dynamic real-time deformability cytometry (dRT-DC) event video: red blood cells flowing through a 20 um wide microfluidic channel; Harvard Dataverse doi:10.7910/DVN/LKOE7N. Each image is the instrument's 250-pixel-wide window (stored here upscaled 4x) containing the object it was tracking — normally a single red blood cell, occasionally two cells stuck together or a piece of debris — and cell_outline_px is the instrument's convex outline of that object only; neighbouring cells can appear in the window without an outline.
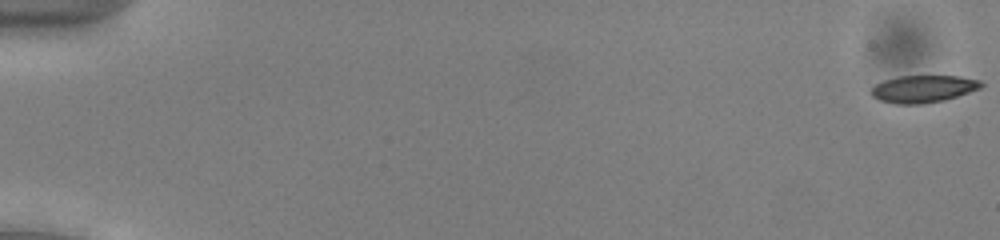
{"species": "common noctule bat (a hibernating species)", "species_latin": "Nyctalus noctula", "temperature_condition": "cold", "stored_images_in_passage": 54, "camera_frame_rate_fps": 3000, "um_per_image_px": 0.085, "animal": {"sex": "male", "body_mass_g": 13.0, "forearm_length_mm": 53.1}, "frame": {"image": 1, "passage_image": 1, "time_ms": 0.0, "image_size_px": [1000, 240], "cell_outline_px": [[984, 84], [980, 88], [944, 100], [924, 104], [896, 104], [880, 100], [872, 96], [872, 88], [876, 84], [884, 80], [900, 76], [960, 76], [980, 80]], "centroid_in_image_um": [78.48, 7.55], "position_along_channel_um": 6.5, "area_um2": 17.34}}
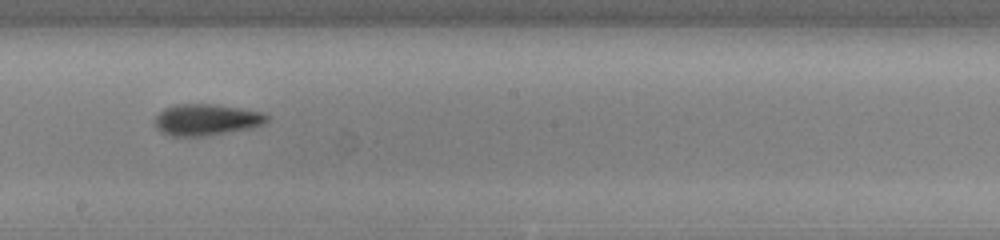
{"frame": {"image": 2, "passage_image": 32, "time_ms": 10.333, "image_size_px": [1000, 240], "cell_outline_px": [[268, 120], [264, 124], [252, 128], [200, 136], [172, 136], [156, 128], [156, 116], [164, 108], [176, 104], [212, 104], [240, 108], [264, 112], [268, 116]], "centroid_in_image_um": [17.57, 10.16], "position_along_channel_um": 230.6, "area_um2": 20.29}}
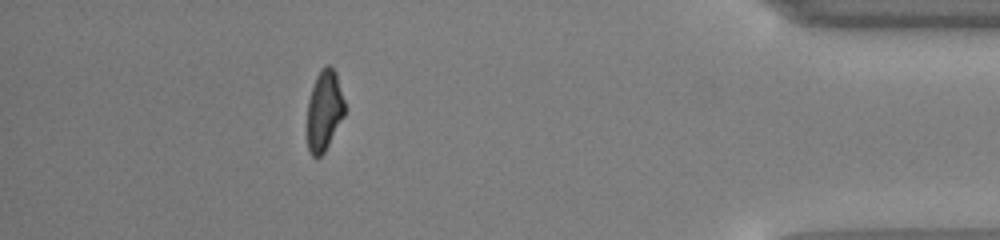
{"frame": {"image": 3, "passage_image": 49, "time_ms": 16.0, "image_size_px": [1000, 240], "cell_outline_px": [[344, 116], [324, 152], [320, 156], [312, 156], [308, 148], [308, 100], [316, 76], [320, 68], [324, 64], [328, 64], [336, 72], [344, 100]], "centroid_in_image_um": [27.56, 9.35], "position_along_channel_um": 407.6, "area_um2": 17.4}, "authors_computed_cell_mechanics": {"area_um2": 19.0162, "velocity_mm_per_s": 3.9067, "shape_relaxation_time_tau1_ms": 2.3185, "shape_relaxation_time_tau2_ms": 1.302, "deformation_change_tau1": 0.1251, "deformation_change_tau2": 0.0909}}